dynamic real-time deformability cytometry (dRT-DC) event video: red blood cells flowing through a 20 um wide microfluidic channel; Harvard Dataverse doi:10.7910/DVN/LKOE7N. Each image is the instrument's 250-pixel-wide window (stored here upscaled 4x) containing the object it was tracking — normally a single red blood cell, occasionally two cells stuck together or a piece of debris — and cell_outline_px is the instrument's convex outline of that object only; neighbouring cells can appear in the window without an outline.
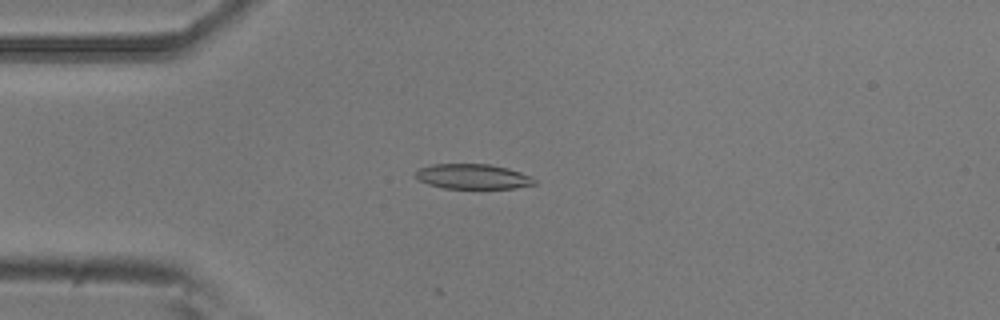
{"species": "common noctule bat (a hibernating species)", "species_latin": "Nyctalus noctula", "temperature_condition": "room temperature", "stored_images_in_passage": 17, "camera_frame_rate_fps": 3000, "um_per_image_px": 0.085, "animal": {"sex": "male", "body_mass_g": 20.5, "forearm_length_mm": 52.5}, "frame": {"image": 1, "passage_image": 6, "time_ms": 1.667, "image_size_px": [1000, 320], "cell_outline_px": [[536, 184], [516, 188], [444, 188], [428, 184], [420, 180], [416, 176], [416, 172], [420, 168], [432, 164], [488, 164], [508, 168], [532, 176], [536, 180]], "centroid_in_image_um": [40.23, 15.0], "position_along_channel_um": 44.8, "area_um2": 17.22}}
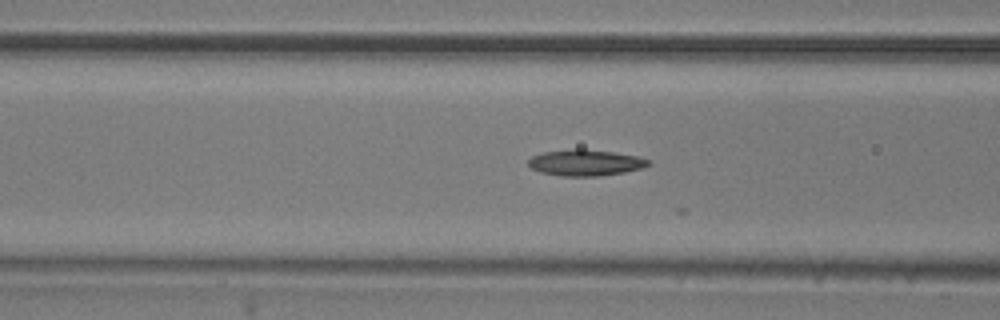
{"frame": {"image": 2, "passage_image": 13, "time_ms": 4.0, "image_size_px": [1000, 320], "cell_outline_px": [[652, 164], [640, 168], [624, 172], [600, 176], [560, 176], [540, 172], [532, 168], [528, 164], [528, 160], [532, 156], [544, 152], [576, 148], [580, 148], [612, 152], [636, 156], [648, 160]], "centroid_in_image_um": [49.73, 13.83], "position_along_channel_um": 116.9, "area_um2": 18.21}}
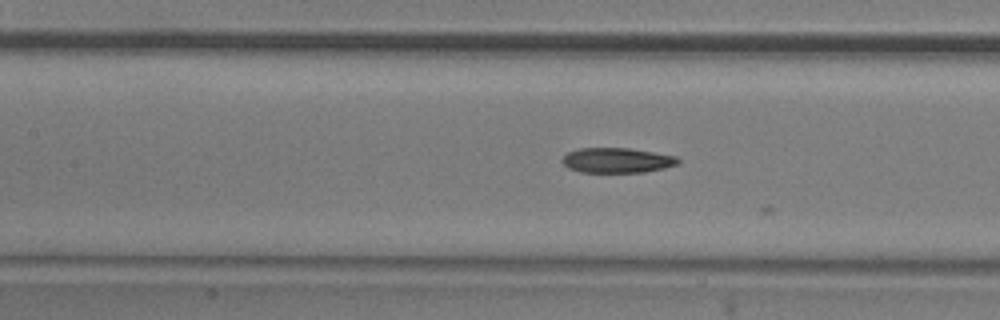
{"frame": {"image": 3, "passage_image": 16, "time_ms": 5.0, "image_size_px": [1000, 320], "cell_outline_px": [[680, 160], [676, 164], [664, 168], [644, 172], [580, 172], [568, 168], [560, 160], [568, 152], [580, 148], [628, 148], [676, 156]], "centroid_in_image_um": [52.41, 13.63], "position_along_channel_um": 155.0, "area_um2": 16.76}}